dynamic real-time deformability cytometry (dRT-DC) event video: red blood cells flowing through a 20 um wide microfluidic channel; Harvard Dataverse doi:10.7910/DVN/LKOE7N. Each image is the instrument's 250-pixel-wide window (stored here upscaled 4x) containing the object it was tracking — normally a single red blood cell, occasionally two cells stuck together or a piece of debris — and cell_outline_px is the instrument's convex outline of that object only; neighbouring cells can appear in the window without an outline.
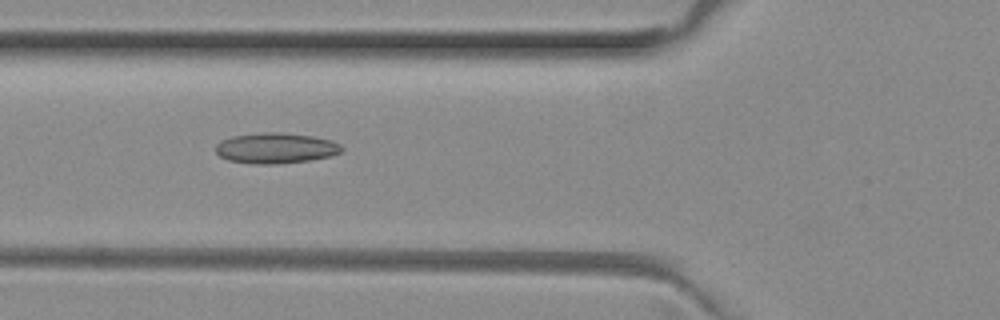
{"species": "common noctule bat (a hibernating species)", "species_latin": "Nyctalus noctula", "temperature_condition": "room temperature", "stored_images_in_passage": 38, "camera_frame_rate_fps": 3000, "um_per_image_px": 0.085, "animal": {"sex": "female", "body_mass_g": 29.2, "forearm_length_mm": 56.3}, "frame": {"image": 1, "passage_image": 6, "time_ms": 1.667, "image_size_px": [1000, 320], "cell_outline_px": [[344, 148], [340, 152], [332, 156], [308, 160], [272, 164], [252, 164], [228, 160], [220, 156], [216, 152], [216, 144], [220, 140], [232, 136], [264, 132], [284, 132], [312, 136], [332, 140], [340, 144]], "centroid_in_image_um": [23.44, 12.58], "position_along_channel_um": 102.4, "area_um2": 22.54}}
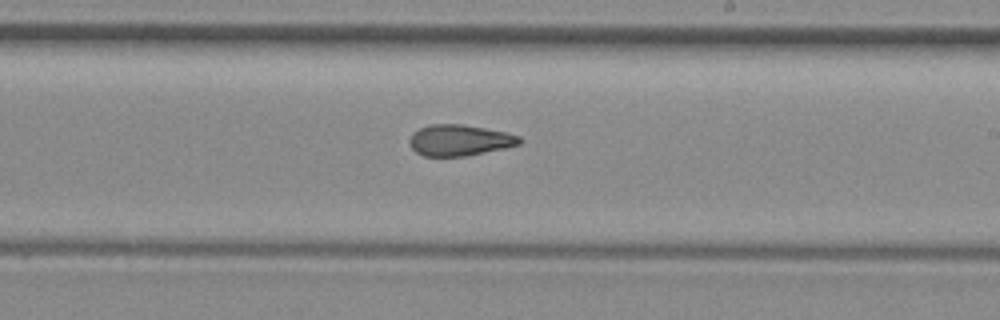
{"frame": {"image": 2, "passage_image": 17, "time_ms": 5.333, "image_size_px": [1000, 320], "cell_outline_px": [[524, 140], [520, 144], [504, 148], [464, 156], [424, 156], [416, 152], [412, 148], [408, 140], [412, 132], [420, 128], [432, 124], [464, 124], [504, 132], [520, 136]], "centroid_in_image_um": [39.05, 11.91], "position_along_channel_um": 250.0, "area_um2": 19.88}}
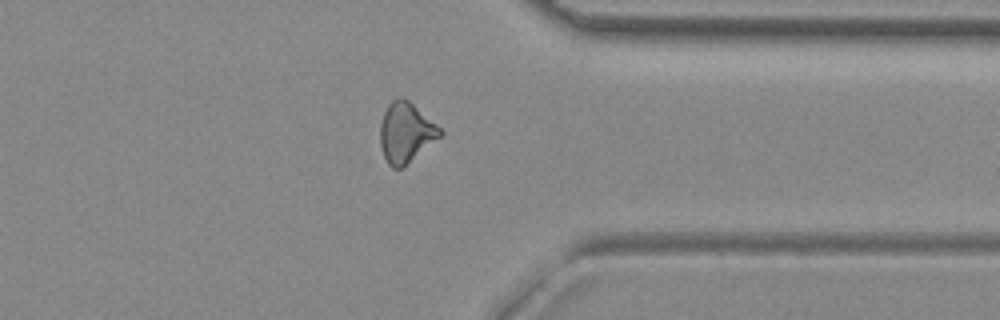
{"frame": {"image": 3, "passage_image": 27, "time_ms": 8.667, "image_size_px": [1000, 320], "cell_outline_px": [[444, 132], [440, 136], [404, 168], [392, 168], [388, 164], [384, 156], [380, 144], [380, 124], [384, 112], [388, 104], [392, 100], [408, 100], [436, 124]], "centroid_in_image_um": [34.48, 11.31], "position_along_channel_um": 376.9, "area_um2": 20.63}, "authors_computed_cell_mechanics": {"area_um2": 20.4034, "velocity_mm_per_s": 4.0236, "shape_relaxation_time_tau1_ms": null, "shape_relaxation_time_tau2_ms": 3.2989, "deformation_change_tau1": null, "deformation_change_tau2": 0.1227}}